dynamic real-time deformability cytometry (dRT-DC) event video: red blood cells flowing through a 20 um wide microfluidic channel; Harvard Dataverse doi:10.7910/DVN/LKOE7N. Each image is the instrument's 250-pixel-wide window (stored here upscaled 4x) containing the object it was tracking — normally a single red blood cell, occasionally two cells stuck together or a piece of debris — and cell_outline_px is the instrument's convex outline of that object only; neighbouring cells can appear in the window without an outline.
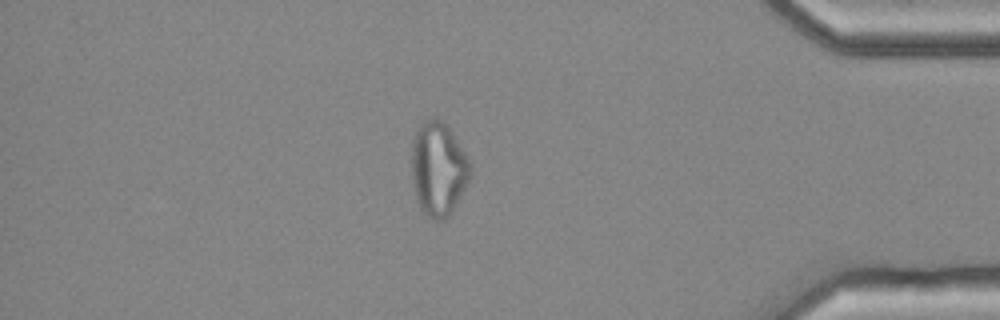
{"species": "common noctule bat (a hibernating species)", "species_latin": "Nyctalus noctula", "temperature_condition": "cold", "stored_images_in_passage": 55, "camera_frame_rate_fps": 3000, "um_per_image_px": 0.085, "animal": {"sex": "female", "body_mass_g": 25.1}, "frame": {"image": 1, "passage_image": 47, "time_ms": 15.333, "image_size_px": [1000, 320], "cell_outline_px": [[472, 168], [468, 180], [464, 188], [448, 216], [444, 220], [432, 220], [420, 208], [416, 200], [412, 184], [412, 140], [416, 128], [424, 120], [432, 116], [436, 116], [452, 132], [468, 156]], "centroid_in_image_um": [37.23, 14.32], "position_along_channel_um": 398.0, "area_um2": 32.19}}